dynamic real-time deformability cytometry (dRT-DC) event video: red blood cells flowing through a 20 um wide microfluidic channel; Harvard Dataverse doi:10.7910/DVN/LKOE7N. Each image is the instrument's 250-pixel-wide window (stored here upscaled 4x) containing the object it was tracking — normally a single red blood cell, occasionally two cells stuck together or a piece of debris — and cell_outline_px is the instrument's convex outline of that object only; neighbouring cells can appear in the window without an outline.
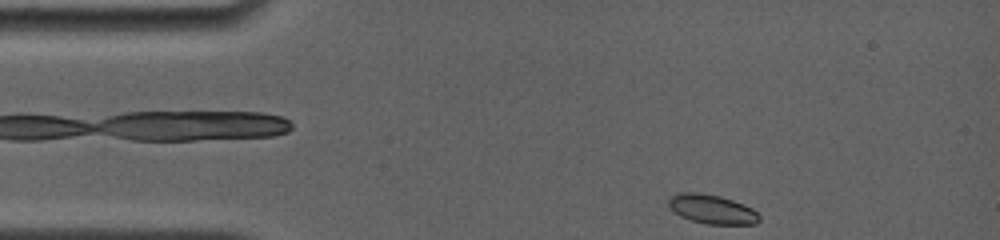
{"species": "common noctule bat (a hibernating species)", "species_latin": "Nyctalus noctula", "temperature_condition": "room temperature", "stored_images_in_passage": 32, "camera_frame_rate_fps": 4000, "um_per_image_px": 0.085, "animal": {"sex": "female", "body_mass_g": 19.0, "forearm_length_mm": 56.7}, "frame": {"image": 1, "passage_image": 1, "time_ms": 0.0, "image_size_px": [1000, 240], "cell_outline_px": [[760, 220], [756, 224], [708, 224], [692, 220], [680, 216], [668, 204], [668, 200], [672, 196], [680, 192], [700, 192], [720, 196], [732, 200], [752, 208], [760, 216]], "centroid_in_image_um": [60.54, 17.78], "position_along_channel_um": 24.5, "area_um2": 15.26}}
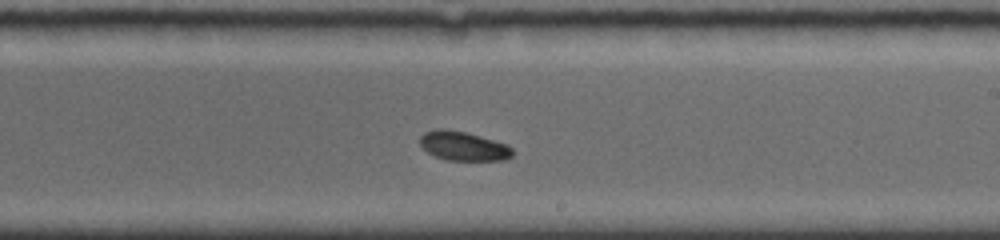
{"frame": {"image": 2, "passage_image": 18, "time_ms": 7.5, "image_size_px": [1000, 240], "cell_outline_px": [[512, 156], [504, 160], [448, 160], [436, 156], [428, 152], [420, 144], [420, 136], [424, 132], [436, 128], [444, 128], [464, 132], [480, 136], [508, 144], [512, 148]], "centroid_in_image_um": [39.38, 12.4], "position_along_channel_um": 249.6, "area_um2": 15.66}}
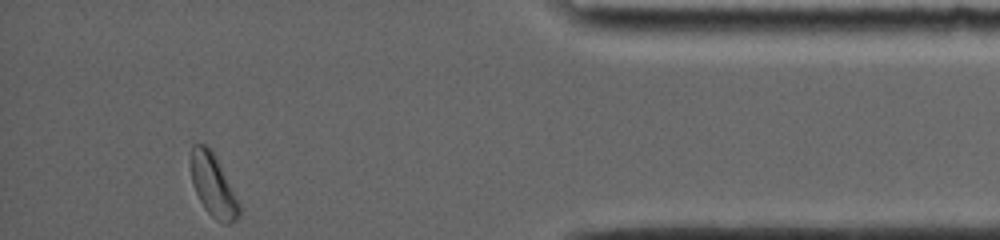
{"frame": {"image": 3, "passage_image": 32, "time_ms": 12.75, "image_size_px": [1000, 240], "cell_outline_px": [[240, 216], [232, 224], [224, 224], [216, 220], [204, 208], [196, 192], [192, 180], [192, 144], [204, 144], [216, 156], [240, 204]], "centroid_in_image_um": [18.16, 15.81], "position_along_channel_um": 417.0, "area_um2": 17.28}, "authors_computed_cell_mechanics": {"area_um2": 15.8661, "velocity_mm_per_s": 3.7906, "shape_relaxation_time_tau1_ms": 1.7053, "shape_relaxation_time_tau2_ms": null, "deformation_change_tau1": 0.0675, "deformation_change_tau2": null}}